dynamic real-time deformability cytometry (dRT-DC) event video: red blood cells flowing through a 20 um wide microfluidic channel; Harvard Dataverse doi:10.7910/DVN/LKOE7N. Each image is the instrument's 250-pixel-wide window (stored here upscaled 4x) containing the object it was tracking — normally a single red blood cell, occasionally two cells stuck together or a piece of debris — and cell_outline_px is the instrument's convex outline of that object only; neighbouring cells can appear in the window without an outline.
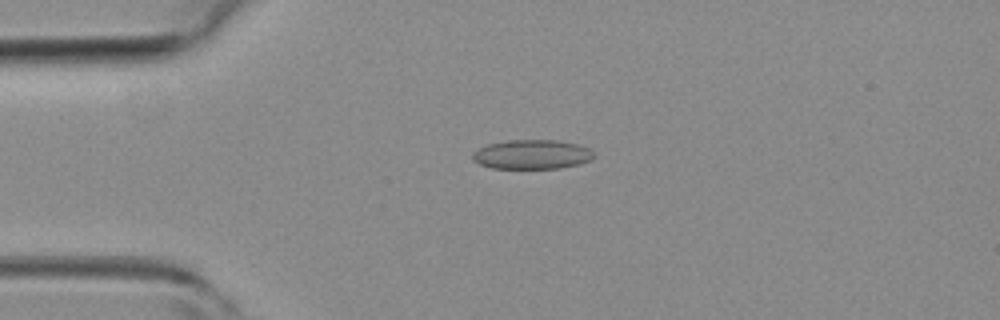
{"species": "common noctule bat (a hibernating species)", "species_latin": "Nyctalus noctula", "temperature_condition": "room temperature", "stored_images_in_passage": 5, "camera_frame_rate_fps": 3000, "um_per_image_px": 0.085, "animal": {"sex": "female", "body_mass_g": 19.3, "forearm_length_mm": 54.1}, "frame": {"image": 1, "passage_image": 4, "time_ms": 3.333, "image_size_px": [1000, 320], "cell_outline_px": [[596, 156], [592, 160], [580, 164], [560, 168], [492, 168], [480, 164], [472, 160], [472, 152], [488, 144], [508, 140], [556, 140], [576, 144], [588, 148], [596, 152]], "centroid_in_image_um": [45.25, 13.13], "position_along_channel_um": 39.7, "area_um2": 20.87}}
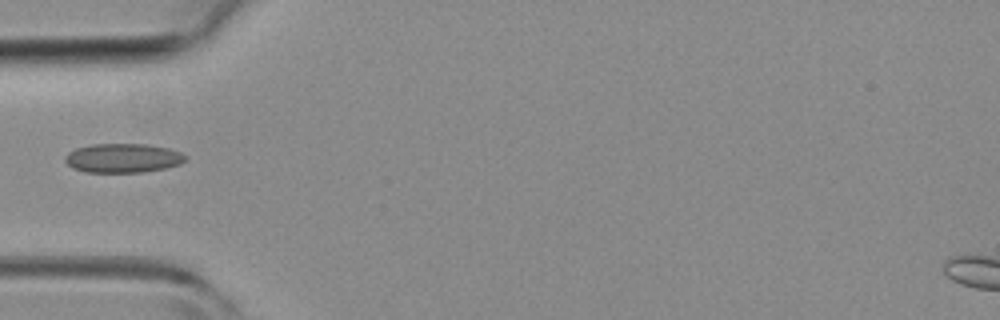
{"frame": {"image": 2, "passage_image": 5, "time_ms": 4.667, "image_size_px": [1000, 320], "cell_outline_px": [[188, 160], [180, 164], [164, 168], [144, 172], [84, 172], [72, 168], [64, 160], [64, 156], [68, 152], [76, 148], [92, 144], [144, 144], [168, 148], [180, 152], [188, 156]], "centroid_in_image_um": [10.45, 13.44], "position_along_channel_um": 74.6, "area_um2": 20.58}}